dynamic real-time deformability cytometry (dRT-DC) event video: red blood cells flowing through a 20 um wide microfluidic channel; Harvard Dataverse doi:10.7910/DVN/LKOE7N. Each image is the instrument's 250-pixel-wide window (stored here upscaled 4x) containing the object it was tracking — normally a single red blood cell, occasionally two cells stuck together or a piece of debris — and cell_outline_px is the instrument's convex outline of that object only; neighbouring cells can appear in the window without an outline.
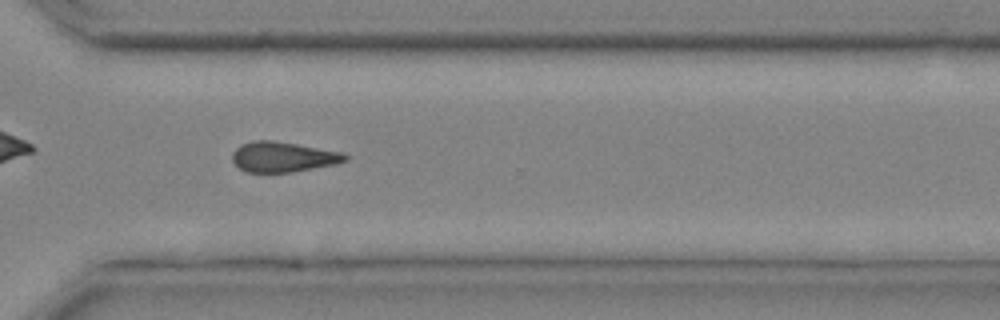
{"species": "common noctule bat (a hibernating species)", "species_latin": "Nyctalus noctula", "temperature_condition": "cold", "stored_images_in_passage": 29, "camera_frame_rate_fps": 3000, "um_per_image_px": 0.085, "animal": {"sex": "male", "body_mass_g": 20.4}, "frame": {"image": 1, "passage_image": 21, "time_ms": 6.667, "image_size_px": [1000, 320], "cell_outline_px": [[348, 160], [336, 164], [292, 172], [244, 172], [232, 160], [232, 152], [240, 144], [252, 140], [272, 140], [344, 152], [348, 156]], "centroid_in_image_um": [24.05, 13.33], "position_along_channel_um": 346.5, "area_um2": 20.0}}